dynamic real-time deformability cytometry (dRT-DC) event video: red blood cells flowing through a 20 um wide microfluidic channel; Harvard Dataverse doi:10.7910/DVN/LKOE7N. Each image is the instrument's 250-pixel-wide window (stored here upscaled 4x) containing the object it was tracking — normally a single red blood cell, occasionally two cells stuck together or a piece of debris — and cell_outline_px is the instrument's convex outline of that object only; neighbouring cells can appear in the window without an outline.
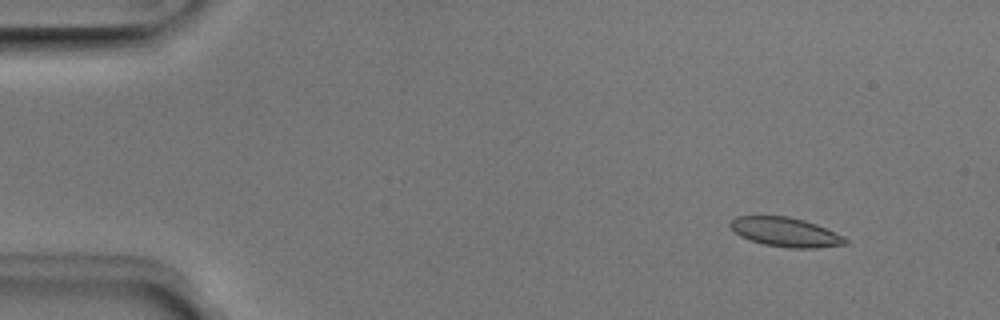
{"species": "Egyptian fruit bat (a non-hibernating species)", "species_latin": "Rousettus aegyptiacus", "temperature_condition": "room temperature", "stored_images_in_passage": 52, "camera_frame_rate_fps": 3000, "um_per_image_px": 0.085, "animal": {"sex": "male"}, "frame": {"image": 1, "passage_image": 6, "time_ms": 1.667, "image_size_px": [1000, 320], "cell_outline_px": [[848, 244], [816, 248], [788, 248], [764, 244], [740, 236], [728, 224], [736, 216], [788, 216], [804, 220], [816, 224], [844, 236], [848, 240]], "centroid_in_image_um": [66.8, 19.73], "position_along_channel_um": 18.2, "area_um2": 19.54}}
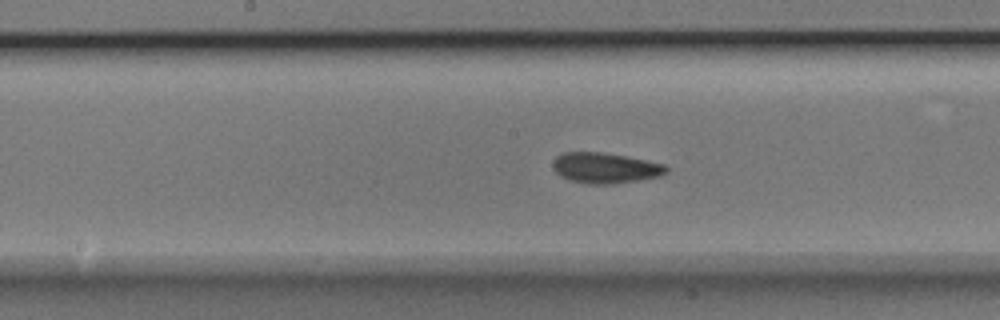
{"frame": {"image": 2, "passage_image": 27, "time_ms": 8.667, "image_size_px": [1000, 320], "cell_outline_px": [[668, 172], [660, 176], [616, 184], [588, 184], [568, 180], [560, 176], [552, 168], [552, 164], [556, 156], [564, 152], [600, 152], [628, 156], [664, 164], [668, 168]], "centroid_in_image_um": [51.43, 14.28], "position_along_channel_um": 196.8, "area_um2": 20.4}}
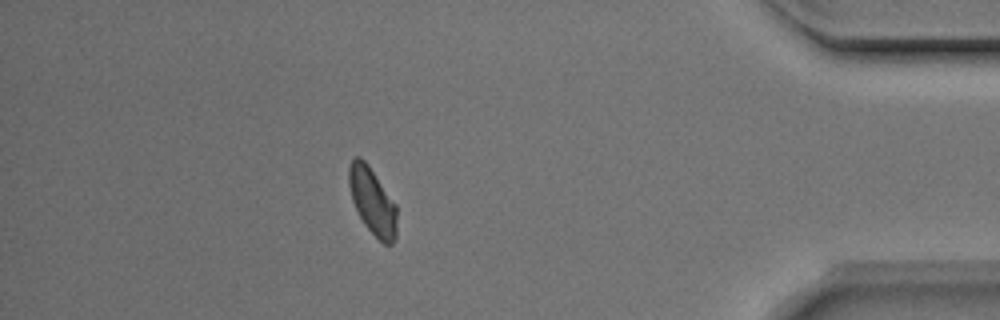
{"frame": {"image": 3, "passage_image": 46, "time_ms": 15.0, "image_size_px": [1000, 320], "cell_outline_px": [[396, 236], [392, 244], [384, 244], [364, 224], [352, 200], [348, 184], [348, 168], [352, 160], [356, 156], [360, 156], [368, 164], [396, 204]], "centroid_in_image_um": [31.65, 17.08], "position_along_channel_um": 403.6, "area_um2": 18.5}, "authors_computed_cell_mechanics": {"area_um2": 19.5364, "velocity_mm_per_s": 3.9433, "shape_relaxation_time_tau1_ms": 3.8034, "shape_relaxation_time_tau2_ms": 1.7159, "deformation_change_tau1": 0.0803, "deformation_change_tau2": 0.0588}}